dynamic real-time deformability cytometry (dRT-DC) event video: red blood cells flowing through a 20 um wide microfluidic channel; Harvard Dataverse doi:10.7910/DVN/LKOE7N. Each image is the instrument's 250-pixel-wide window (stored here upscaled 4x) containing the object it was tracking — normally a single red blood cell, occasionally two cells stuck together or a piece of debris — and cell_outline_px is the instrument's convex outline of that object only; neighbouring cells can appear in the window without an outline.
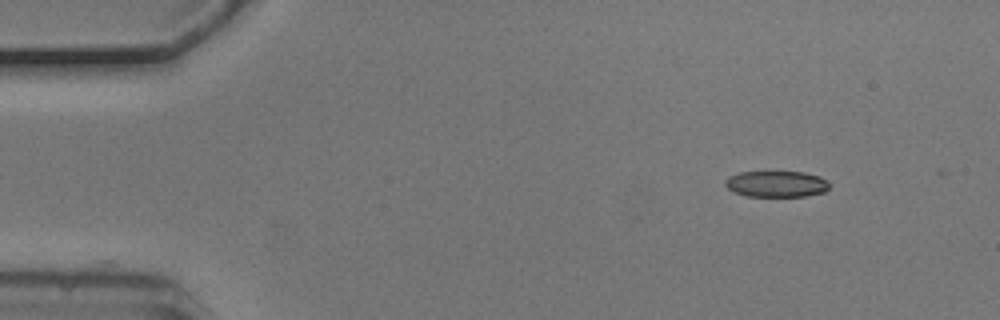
{"species": "common noctule bat (a hibernating species)", "species_latin": "Nyctalus noctula", "temperature_condition": "cold", "stored_images_in_passage": 2, "camera_frame_rate_fps": 3000, "um_per_image_px": 0.085, "animal": {"sex": "male", "body_mass_g": 20.5, "forearm_length_mm": 52.5}, "frame": {"image": 1, "passage_image": 1, "time_ms": 0.0, "image_size_px": [1000, 320], "cell_outline_px": [[828, 188], [824, 192], [804, 196], [748, 196], [732, 192], [724, 184], [724, 180], [728, 176], [740, 172], [804, 172], [820, 176], [828, 184]], "centroid_in_image_um": [65.94, 15.63], "position_along_channel_um": 19.1, "area_um2": 15.84}}